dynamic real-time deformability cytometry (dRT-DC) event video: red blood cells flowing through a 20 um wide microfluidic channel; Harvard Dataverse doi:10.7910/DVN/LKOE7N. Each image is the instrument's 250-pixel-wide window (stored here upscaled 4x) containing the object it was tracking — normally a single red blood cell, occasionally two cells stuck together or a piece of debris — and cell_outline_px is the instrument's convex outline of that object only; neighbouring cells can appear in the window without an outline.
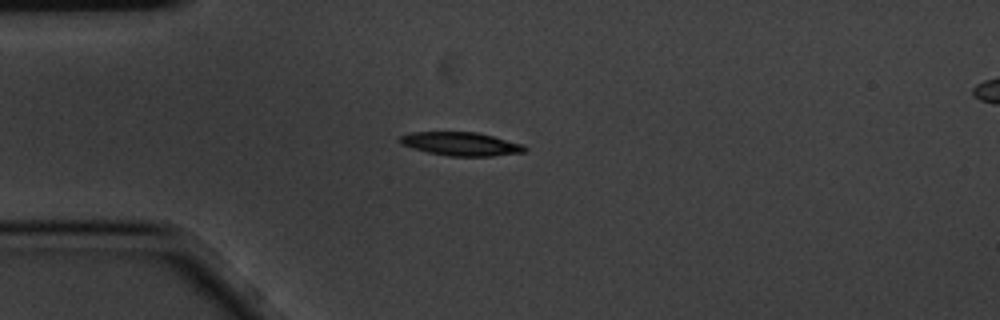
{"species": "common noctule bat (a hibernating species)", "species_latin": "Nyctalus noctula", "temperature_condition": "cold", "stored_images_in_passage": 14, "camera_frame_rate_fps": 3000, "um_per_image_px": 0.085, "animal": {"sex": "male", "body_mass_g": 20.1, "forearm_length_mm": 53.5}, "frame": {"image": 1, "passage_image": 3, "time_ms": 0.667, "image_size_px": [1000, 320], "cell_outline_px": [[528, 148], [524, 152], [492, 156], [448, 156], [428, 152], [400, 144], [400, 136], [412, 132], [476, 132], [492, 136], [520, 144]], "centroid_in_image_um": [39.16, 12.23], "position_along_channel_um": 45.8, "area_um2": 16.82}}
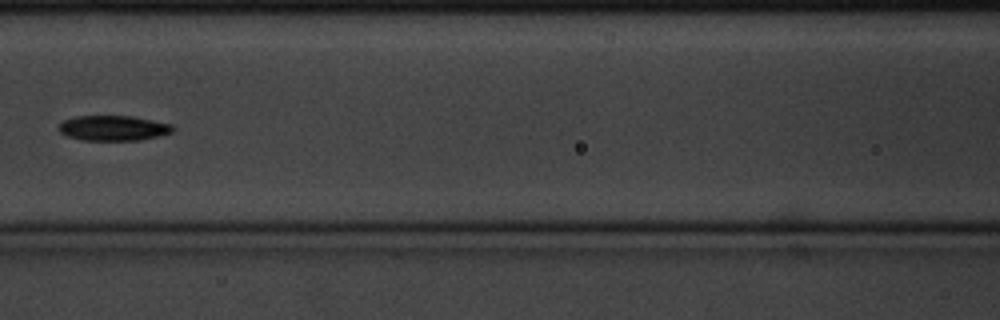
{"frame": {"image": 2, "passage_image": 6, "time_ms": 1.667, "image_size_px": [1000, 320], "cell_outline_px": [[176, 128], [172, 132], [160, 136], [140, 140], [80, 140], [68, 136], [60, 132], [56, 128], [64, 120], [76, 116], [132, 116], [172, 124]], "centroid_in_image_um": [9.64, 10.89], "position_along_channel_um": 157.0, "area_um2": 16.82}}
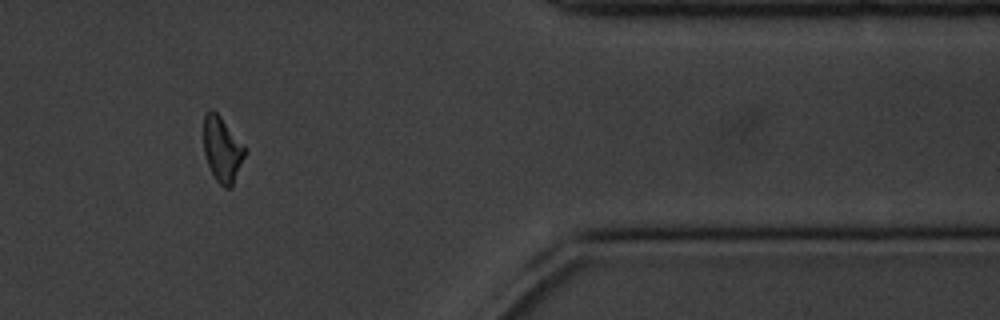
{"frame": {"image": 3, "passage_image": 12, "time_ms": 3.667, "image_size_px": [1000, 320], "cell_outline_px": [[244, 156], [232, 188], [224, 188], [216, 180], [208, 164], [204, 152], [204, 116], [212, 108], [220, 116], [244, 144]], "centroid_in_image_um": [18.88, 12.7], "position_along_channel_um": 392.5, "area_um2": 15.43}}